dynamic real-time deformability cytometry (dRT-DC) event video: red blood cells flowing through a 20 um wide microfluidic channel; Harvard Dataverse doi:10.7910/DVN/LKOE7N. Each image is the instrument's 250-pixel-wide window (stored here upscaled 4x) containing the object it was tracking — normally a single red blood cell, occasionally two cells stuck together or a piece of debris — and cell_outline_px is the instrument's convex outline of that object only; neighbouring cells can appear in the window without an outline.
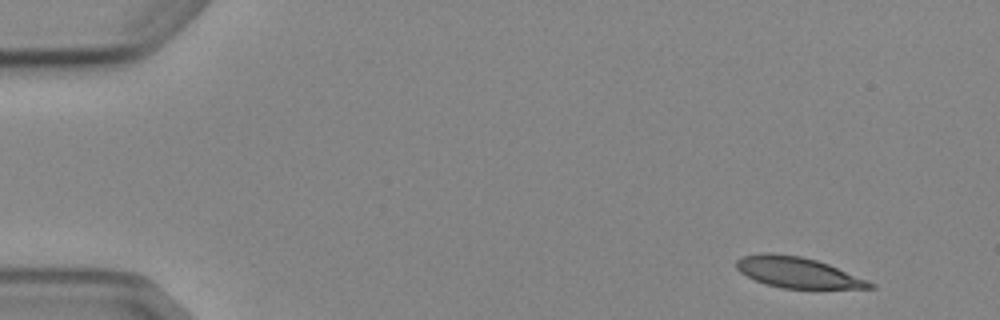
{"species": "Egyptian fruit bat (a non-hibernating species)", "species_latin": "Rousettus aegyptiacus", "temperature_condition": "cold", "stored_images_in_passage": 4, "camera_frame_rate_fps": 3000, "um_per_image_px": 0.085, "animal": {"sex": "female"}, "frame": {"image": 1, "passage_image": 1, "time_ms": 0.0, "image_size_px": [1000, 320], "cell_outline_px": [[876, 288], [780, 288], [764, 284], [740, 272], [736, 268], [736, 260], [740, 256], [760, 252], [772, 252], [800, 256], [816, 260], [828, 264], [868, 280], [876, 284]], "centroid_in_image_um": [67.76, 23.14], "position_along_channel_um": 17.2, "area_um2": 23.99}}
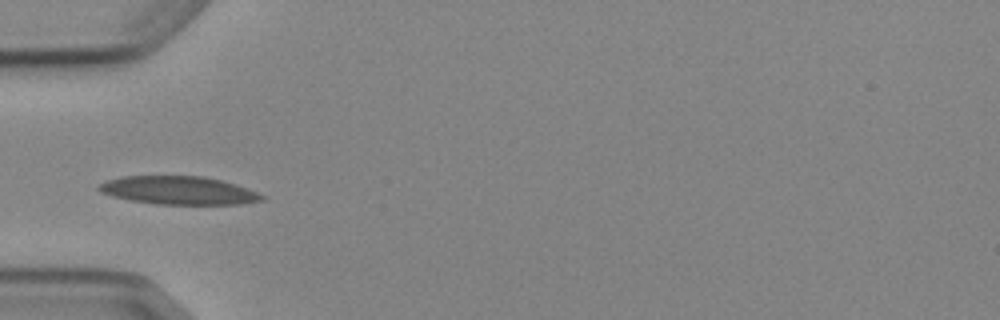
{"frame": {"image": 2, "passage_image": 4, "time_ms": 4.333, "image_size_px": [1000, 320], "cell_outline_px": [[264, 200], [240, 204], [156, 204], [132, 200], [112, 196], [100, 192], [96, 188], [100, 184], [108, 180], [120, 176], [204, 176], [236, 184], [256, 192], [264, 196]], "centroid_in_image_um": [15.16, 16.18], "position_along_channel_um": 69.8, "area_um2": 26.65}}